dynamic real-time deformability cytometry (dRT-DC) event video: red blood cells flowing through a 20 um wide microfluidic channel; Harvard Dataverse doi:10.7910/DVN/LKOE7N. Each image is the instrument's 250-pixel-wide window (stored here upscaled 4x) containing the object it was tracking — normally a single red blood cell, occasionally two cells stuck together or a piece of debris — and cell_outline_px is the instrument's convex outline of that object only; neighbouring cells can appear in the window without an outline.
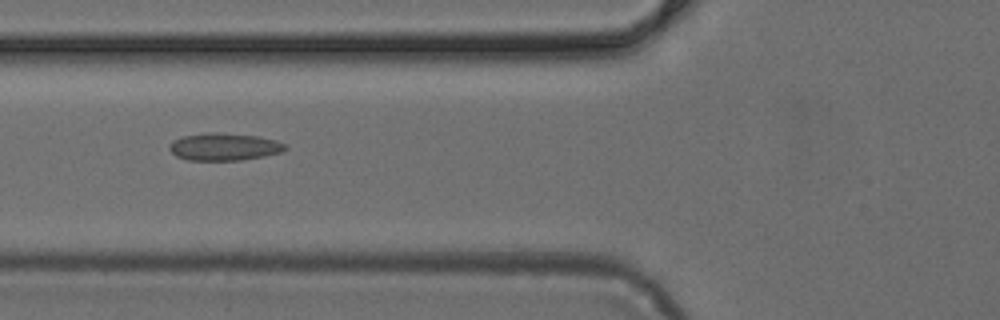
{"species": "common noctule bat (a hibernating species)", "species_latin": "Nyctalus noctula", "temperature_condition": "cold", "stored_images_in_passage": 2, "camera_frame_rate_fps": 3000, "um_per_image_px": 0.085, "animal": {"sex": "female", "body_mass_g": 24.6, "forearm_length_mm": 56.2}, "frame": {"image": 1, "passage_image": 2, "time_ms": 0.333, "image_size_px": [1000, 320], "cell_outline_px": [[288, 148], [284, 152], [264, 156], [240, 160], [188, 160], [176, 156], [168, 148], [168, 144], [172, 140], [184, 136], [208, 132], [216, 132], [256, 136], [276, 140], [284, 144]], "centroid_in_image_um": [19.04, 12.48], "position_along_channel_um": 106.8, "area_um2": 18.55}}